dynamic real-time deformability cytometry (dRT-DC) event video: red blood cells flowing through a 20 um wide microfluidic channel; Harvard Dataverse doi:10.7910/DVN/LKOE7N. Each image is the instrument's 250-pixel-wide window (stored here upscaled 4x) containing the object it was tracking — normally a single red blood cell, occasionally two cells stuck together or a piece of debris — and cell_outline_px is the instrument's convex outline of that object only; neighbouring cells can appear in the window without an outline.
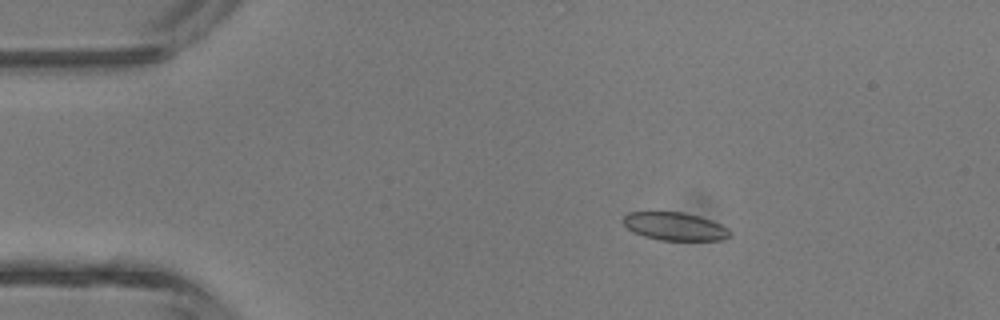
{"species": "common noctule bat (a hibernating species)", "species_latin": "Nyctalus noctula", "temperature_condition": "room temperature", "stored_images_in_passage": 37, "camera_frame_rate_fps": 3000, "um_per_image_px": 0.085, "animal": {"sex": "male", "body_mass_g": 13.3}, "frame": {"image": 1, "passage_image": 1, "time_ms": 0.0, "image_size_px": [1000, 320], "cell_outline_px": [[732, 232], [728, 236], [720, 240], [660, 240], [644, 236], [632, 232], [624, 224], [624, 216], [628, 212], [684, 212], [700, 216], [712, 220], [728, 228]], "centroid_in_image_um": [57.37, 19.24], "position_along_channel_um": 27.6, "area_um2": 17.4}}
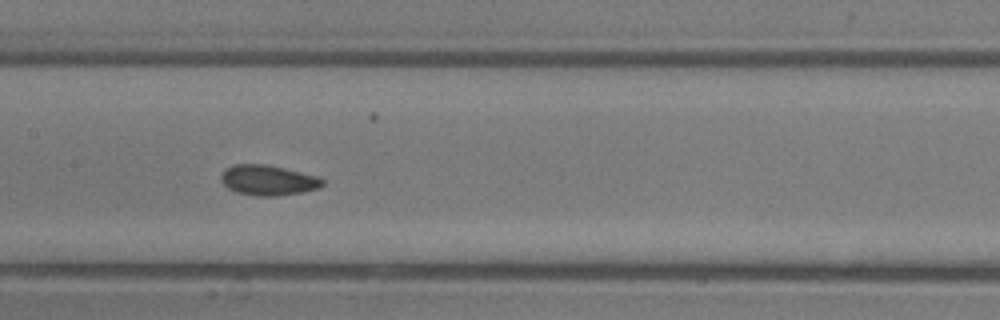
{"frame": {"image": 2, "passage_image": 15, "time_ms": 4.667, "image_size_px": [1000, 320], "cell_outline_px": [[324, 184], [320, 188], [300, 192], [276, 196], [256, 196], [236, 192], [228, 188], [220, 180], [220, 176], [224, 168], [232, 164], [264, 164], [284, 168], [316, 176], [324, 180]], "centroid_in_image_um": [22.74, 15.31], "position_along_channel_um": 184.7, "area_um2": 17.92}}
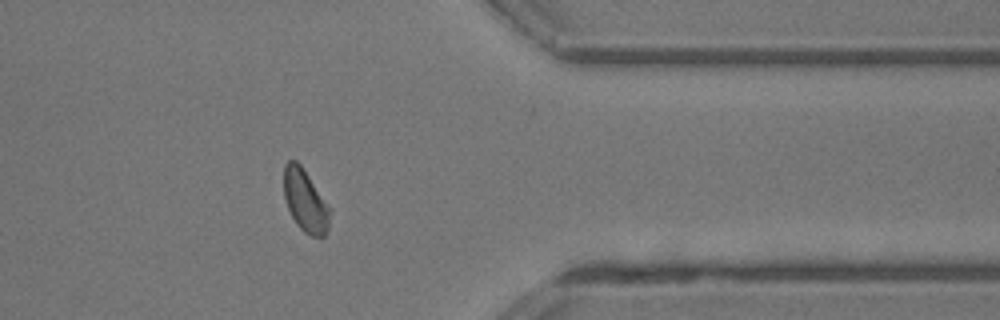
{"frame": {"image": 3, "passage_image": 29, "time_ms": 9.333, "image_size_px": [1000, 320], "cell_outline_px": [[332, 212], [328, 228], [324, 236], [312, 236], [304, 232], [296, 224], [284, 200], [284, 164], [288, 160], [296, 160], [300, 164], [332, 208]], "centroid_in_image_um": [25.97, 17.06], "position_along_channel_um": 385.4, "area_um2": 16.99}, "authors_computed_cell_mechanics": {"area_um2": 17.4556, "velocity_mm_per_s": 4.657, "shape_relaxation_time_tau1_ms": 3.9077, "shape_relaxation_time_tau2_ms": 1.4755, "deformation_change_tau1": 0.0821, "deformation_change_tau2": 0.0663}}